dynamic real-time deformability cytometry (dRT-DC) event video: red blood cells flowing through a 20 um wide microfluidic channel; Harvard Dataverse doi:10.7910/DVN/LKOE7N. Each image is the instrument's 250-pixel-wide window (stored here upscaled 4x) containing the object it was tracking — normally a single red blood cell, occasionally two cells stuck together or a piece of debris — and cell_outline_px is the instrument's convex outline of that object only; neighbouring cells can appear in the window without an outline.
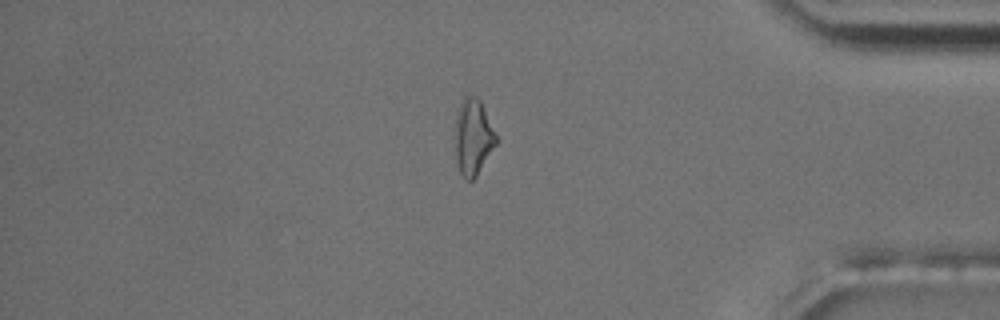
{"species": "common noctule bat (a hibernating species)", "species_latin": "Nyctalus noctula", "temperature_condition": "room temperature", "stored_images_in_passage": 54, "camera_frame_rate_fps": 3000, "um_per_image_px": 0.085, "animal": {"sex": "male", "body_mass_g": 17.5, "forearm_length_mm": 52.3}, "frame": {"image": 1, "passage_image": 46, "time_ms": 15.0, "image_size_px": [1000, 320], "cell_outline_px": [[496, 144], [476, 176], [472, 180], [464, 180], [456, 164], [456, 112], [464, 96], [472, 96], [480, 100], [496, 136]], "centroid_in_image_um": [40.19, 11.68], "position_along_channel_um": 395.0, "area_um2": 17.74}, "authors_computed_cell_mechanics": {"area_um2": 16.6753, "velocity_mm_per_s": 3.6998, "shape_relaxation_time_tau1_ms": 10.5342, "shape_relaxation_time_tau2_ms": 6.5452, "deformation_change_tau1": 0.2909, "deformation_change_tau2": 0.2094}}